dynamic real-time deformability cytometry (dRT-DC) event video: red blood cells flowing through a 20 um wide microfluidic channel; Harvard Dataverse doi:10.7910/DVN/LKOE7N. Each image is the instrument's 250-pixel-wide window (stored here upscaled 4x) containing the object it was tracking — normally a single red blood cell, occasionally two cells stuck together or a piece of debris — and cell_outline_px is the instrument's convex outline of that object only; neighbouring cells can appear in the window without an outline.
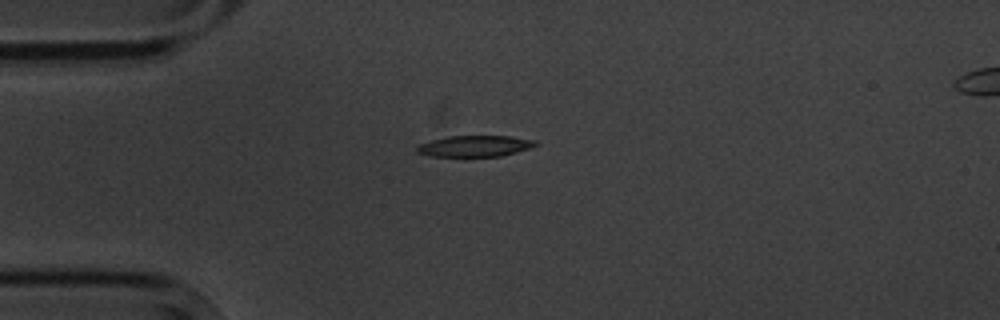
{"species": "common noctule bat (a hibernating species)", "species_latin": "Nyctalus noctula", "temperature_condition": "cold", "stored_images_in_passage": 4, "camera_frame_rate_fps": 3000, "um_per_image_px": 0.085, "animal": {"sex": "male", "body_mass_g": 20.1, "forearm_length_mm": 53.5}, "frame": {"image": 1, "passage_image": 1, "time_ms": 0.0, "image_size_px": [1000, 320], "cell_outline_px": [[540, 144], [516, 152], [500, 156], [428, 156], [416, 152], [416, 148], [420, 144], [432, 140], [448, 136], [508, 136], [536, 140]], "centroid_in_image_um": [40.36, 12.41], "position_along_channel_um": 44.6, "area_um2": 14.51}}
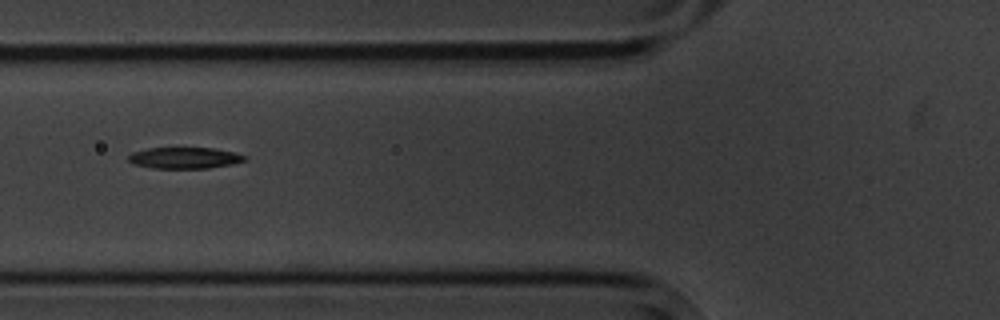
{"frame": {"image": 2, "passage_image": 3, "time_ms": 2.333, "image_size_px": [1000, 320], "cell_outline_px": [[248, 160], [232, 164], [208, 168], [152, 168], [132, 164], [128, 160], [128, 156], [132, 152], [148, 148], [212, 148], [236, 152], [248, 156]], "centroid_in_image_um": [15.72, 13.42], "position_along_channel_um": 110.1, "area_um2": 14.57}}
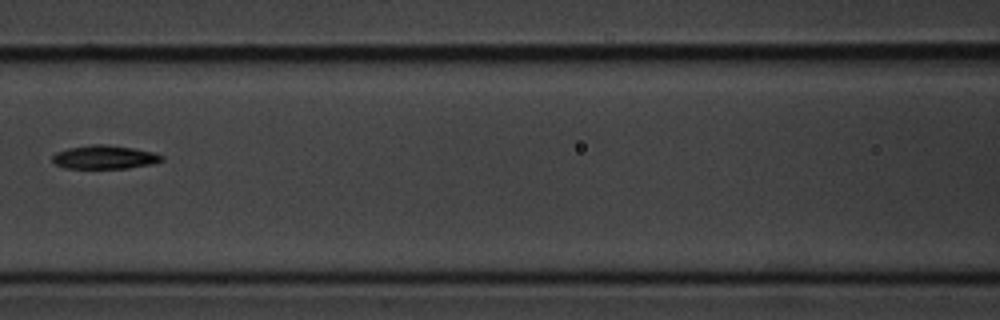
{"frame": {"image": 3, "passage_image": 4, "time_ms": 3.667, "image_size_px": [1000, 320], "cell_outline_px": [[164, 160], [152, 164], [128, 168], [64, 168], [56, 164], [52, 160], [52, 156], [56, 152], [68, 148], [92, 144], [104, 144], [132, 148], [152, 152], [164, 156]], "centroid_in_image_um": [8.88, 13.36], "position_along_channel_um": 157.7, "area_um2": 14.97}}